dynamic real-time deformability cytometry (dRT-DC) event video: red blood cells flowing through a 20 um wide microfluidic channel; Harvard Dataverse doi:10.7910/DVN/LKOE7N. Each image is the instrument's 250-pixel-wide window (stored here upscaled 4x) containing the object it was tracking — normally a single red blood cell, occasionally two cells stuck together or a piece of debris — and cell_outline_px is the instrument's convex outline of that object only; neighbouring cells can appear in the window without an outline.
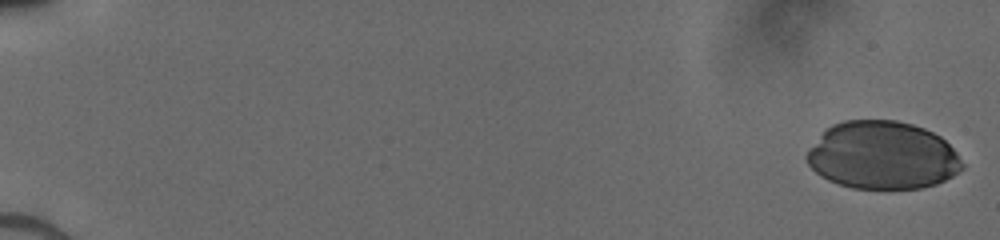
{"species": "human", "species_latin": "Homo sapiens", "temperature_condition": "cold", "stored_images_in_passage": 45, "camera_frame_rate_fps": 3000, "um_per_image_px": 0.085, "donor": {"sex": "male"}, "frame": {"image": 1, "passage_image": 1, "time_ms": 0.0, "image_size_px": [1000, 240], "cell_outline_px": [[964, 168], [952, 176], [936, 184], [920, 188], [852, 188], [828, 180], [820, 176], [808, 164], [804, 156], [820, 136], [832, 124], [844, 120], [896, 120], [912, 124], [924, 128], [940, 136], [956, 152], [964, 164]], "centroid_in_image_um": [75.02, 13.2], "position_along_channel_um": 10.0, "area_um2": 61.27}}